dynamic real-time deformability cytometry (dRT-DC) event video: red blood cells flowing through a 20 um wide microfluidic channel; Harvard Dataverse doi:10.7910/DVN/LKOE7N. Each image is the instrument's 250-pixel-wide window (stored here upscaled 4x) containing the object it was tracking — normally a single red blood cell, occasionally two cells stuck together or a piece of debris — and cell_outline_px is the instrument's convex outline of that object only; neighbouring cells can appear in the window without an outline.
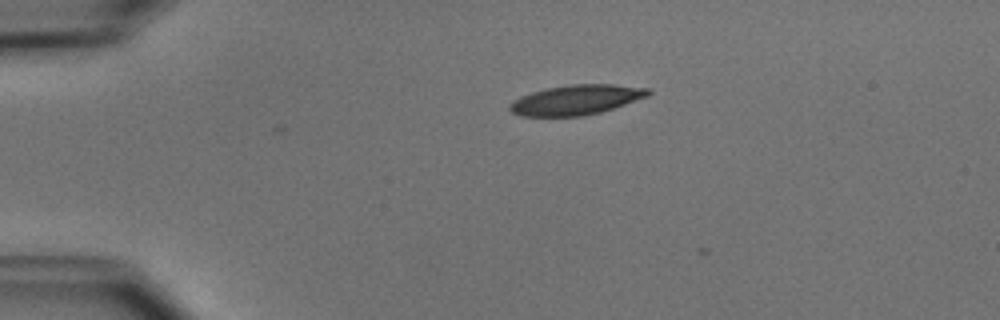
{"species": "common noctule bat (a hibernating species)", "species_latin": "Nyctalus noctula", "temperature_condition": "cold", "stored_images_in_passage": 4, "camera_frame_rate_fps": 3000, "um_per_image_px": 0.085, "animal": {"sex": "male", "body_mass_g": 15.6}, "frame": {"image": 1, "passage_image": 1, "time_ms": 0.0, "image_size_px": [1000, 320], "cell_outline_px": [[652, 92], [648, 96], [600, 112], [580, 116], [520, 116], [512, 112], [508, 108], [508, 104], [512, 100], [520, 96], [544, 88], [572, 84], [612, 84], [648, 88]], "centroid_in_image_um": [48.92, 8.48], "position_along_channel_um": 36.1, "area_um2": 24.1}}